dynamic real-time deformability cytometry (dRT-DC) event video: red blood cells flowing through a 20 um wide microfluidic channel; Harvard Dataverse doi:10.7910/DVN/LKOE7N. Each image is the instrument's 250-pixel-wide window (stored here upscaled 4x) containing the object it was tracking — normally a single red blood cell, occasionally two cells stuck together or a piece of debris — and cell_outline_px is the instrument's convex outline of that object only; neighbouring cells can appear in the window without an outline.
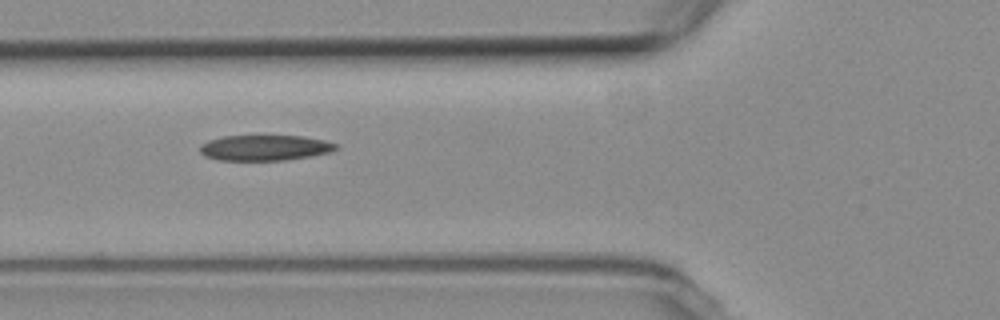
{"species": "common noctule bat (a hibernating species)", "species_latin": "Nyctalus noctula", "temperature_condition": "room temperature", "stored_images_in_passage": 5, "camera_frame_rate_fps": 3000, "um_per_image_px": 0.085, "animal": {"sex": "female", "body_mass_g": 19.3, "forearm_length_mm": 54.1}, "frame": {"image": 1, "passage_image": 4, "time_ms": 3.333, "image_size_px": [1000, 320], "cell_outline_px": [[340, 148], [332, 152], [312, 156], [288, 160], [220, 160], [204, 156], [200, 152], [200, 144], [208, 140], [224, 136], [304, 136], [324, 140], [340, 144]], "centroid_in_image_um": [22.57, 12.56], "position_along_channel_um": 103.2, "area_um2": 20.52}}
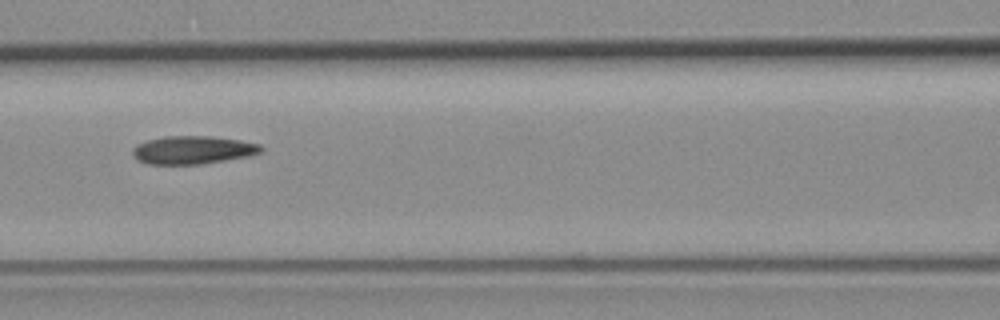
{"frame": {"image": 2, "passage_image": 5, "time_ms": 4.667, "image_size_px": [1000, 320], "cell_outline_px": [[264, 148], [260, 152], [248, 156], [200, 164], [148, 164], [136, 160], [132, 156], [132, 148], [136, 144], [148, 140], [164, 136], [212, 136], [240, 140], [260, 144]], "centroid_in_image_um": [16.35, 12.74], "position_along_channel_um": 150.3, "area_um2": 21.1}}